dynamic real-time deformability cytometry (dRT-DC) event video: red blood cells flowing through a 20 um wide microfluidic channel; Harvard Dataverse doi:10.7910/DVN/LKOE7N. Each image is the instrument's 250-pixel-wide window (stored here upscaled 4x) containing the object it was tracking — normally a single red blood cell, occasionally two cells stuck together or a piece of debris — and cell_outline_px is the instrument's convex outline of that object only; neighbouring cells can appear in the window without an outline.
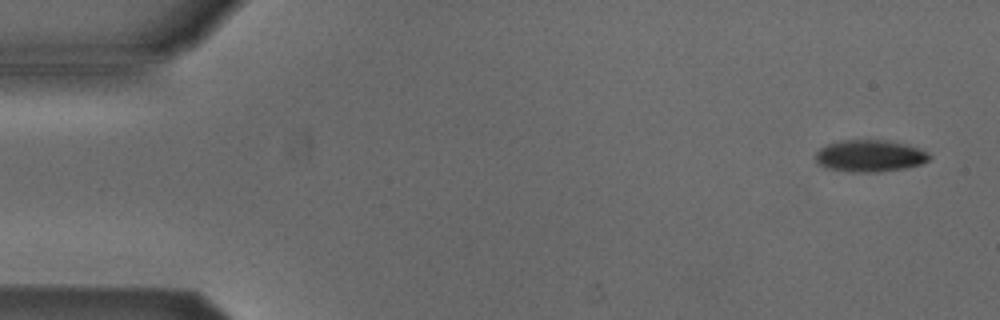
{"species": "Egyptian fruit bat (a non-hibernating species)", "species_latin": "Rousettus aegyptiacus", "temperature_condition": "cold", "stored_images_in_passage": 51, "camera_frame_rate_fps": 3000, "um_per_image_px": 0.085, "animal": {"sex": "male"}, "frame": {"image": 1, "passage_image": 1, "time_ms": 0.0, "image_size_px": [1000, 320], "cell_outline_px": [[928, 160], [920, 164], [904, 168], [880, 172], [852, 172], [824, 168], [816, 160], [816, 152], [820, 148], [828, 144], [840, 140], [888, 140], [916, 148], [924, 152], [928, 156]], "centroid_in_image_um": [73.85, 13.26], "position_along_channel_um": 11.1, "area_um2": 20.81}}
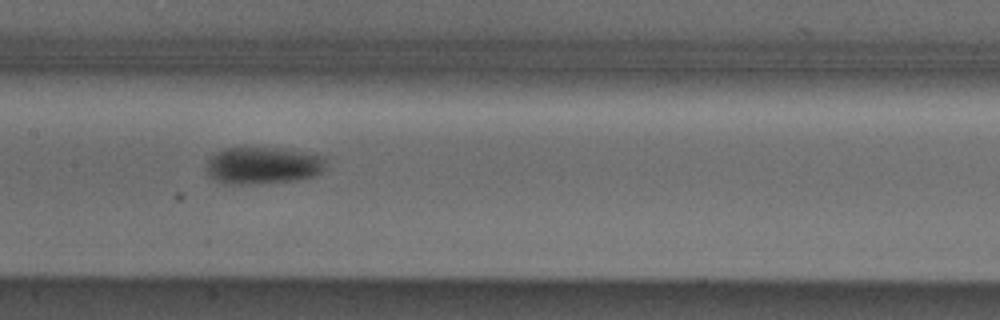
{"frame": {"image": 2, "passage_image": 24, "time_ms": 7.667, "image_size_px": [1000, 320], "cell_outline_px": [[328, 156], [320, 172], [312, 176], [292, 180], [248, 184], [224, 184], [208, 176], [208, 160], [216, 152], [228, 148], [280, 148]], "centroid_in_image_um": [22.34, 14.06], "position_along_channel_um": 185.1, "area_um2": 25.49}}
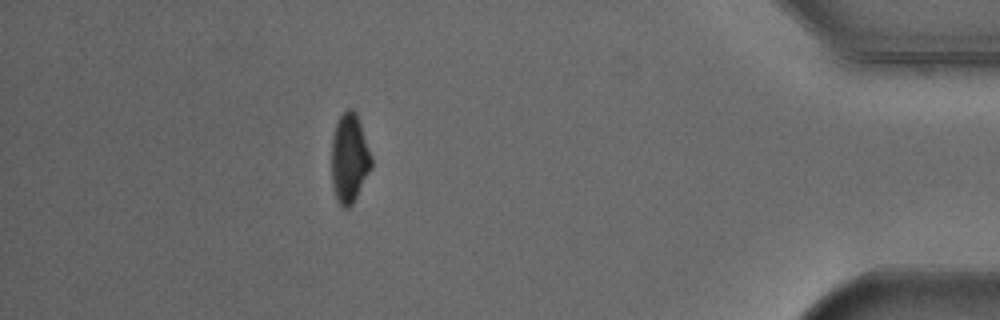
{"frame": {"image": 3, "passage_image": 45, "time_ms": 14.667, "image_size_px": [1000, 320], "cell_outline_px": [[372, 168], [352, 204], [348, 208], [344, 208], [336, 200], [332, 184], [332, 140], [336, 124], [340, 116], [348, 108], [352, 108], [356, 112], [372, 156]], "centroid_in_image_um": [29.71, 13.46], "position_along_channel_um": 405.5, "area_um2": 20.63}, "authors_computed_cell_mechanics": {"area_um2": 22.7732, "velocity_mm_per_s": 3.8926, "shape_relaxation_time_tau1_ms": 4.2554, "shape_relaxation_time_tau2_ms": null, "deformation_change_tau1": 0.1172, "deformation_change_tau2": null}}